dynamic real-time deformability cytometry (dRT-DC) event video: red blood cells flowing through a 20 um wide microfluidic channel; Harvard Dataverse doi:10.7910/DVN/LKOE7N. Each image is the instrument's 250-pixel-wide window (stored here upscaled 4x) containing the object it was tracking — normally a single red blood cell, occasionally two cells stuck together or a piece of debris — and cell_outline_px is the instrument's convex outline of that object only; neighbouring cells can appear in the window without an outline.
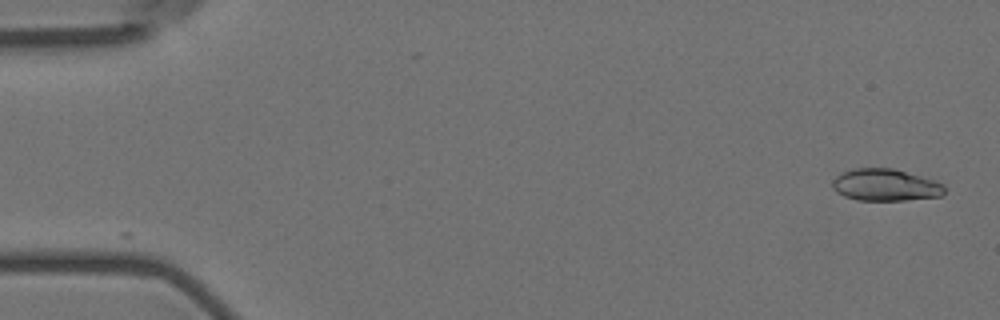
{"species": "Egyptian fruit bat (a non-hibernating species)", "species_latin": "Rousettus aegyptiacus", "temperature_condition": "room temperature", "stored_images_in_passage": 40, "camera_frame_rate_fps": 3000, "um_per_image_px": 0.085, "animal": {"sex": "female"}, "frame": {"image": 1, "passage_image": 1, "time_ms": 0.0, "image_size_px": [1000, 320], "cell_outline_px": [[944, 192], [940, 196], [904, 200], [856, 200], [844, 196], [836, 192], [832, 188], [832, 180], [840, 172], [852, 168], [892, 168], [936, 180], [944, 184]], "centroid_in_image_um": [75.22, 15.71], "position_along_channel_um": 9.8, "area_um2": 21.04}}
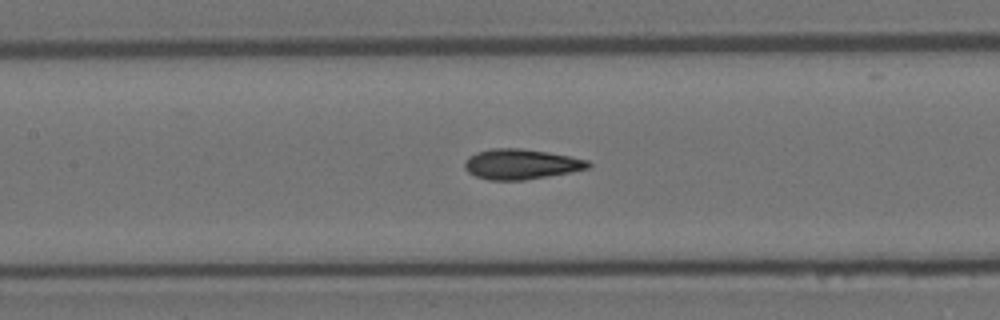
{"frame": {"image": 2, "passage_image": 25, "time_ms": 8.0, "image_size_px": [1000, 320], "cell_outline_px": [[592, 164], [588, 168], [572, 172], [524, 180], [488, 180], [476, 176], [468, 172], [464, 168], [464, 160], [468, 156], [476, 152], [492, 148], [520, 148], [548, 152], [588, 160]], "centroid_in_image_um": [44.26, 13.95], "position_along_channel_um": 163.1, "area_um2": 21.85}}
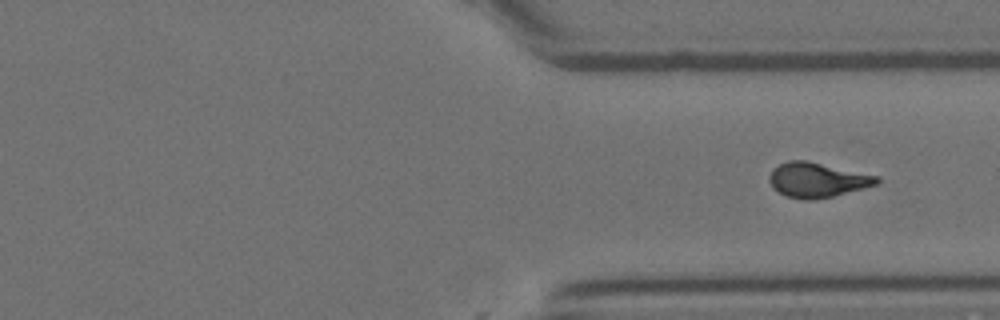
{"frame": {"image": 3, "passage_image": 40, "time_ms": 13.0, "image_size_px": [1000, 320], "cell_outline_px": [[880, 180], [876, 184], [864, 188], [832, 196], [812, 200], [804, 200], [788, 196], [772, 188], [768, 180], [768, 176], [772, 168], [788, 160], [808, 160], [880, 176]], "centroid_in_image_um": [69.45, 15.28], "position_along_channel_um": 342.0, "area_um2": 21.91}}